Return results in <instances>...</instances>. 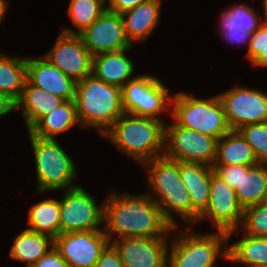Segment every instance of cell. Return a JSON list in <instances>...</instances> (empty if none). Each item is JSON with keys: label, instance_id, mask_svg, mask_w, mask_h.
I'll use <instances>...</instances> for the list:
<instances>
[{"label": "cell", "instance_id": "35", "mask_svg": "<svg viewBox=\"0 0 267 267\" xmlns=\"http://www.w3.org/2000/svg\"><path fill=\"white\" fill-rule=\"evenodd\" d=\"M212 167L214 173L235 190L239 184L240 170H249L252 166L213 165Z\"/></svg>", "mask_w": 267, "mask_h": 267}, {"label": "cell", "instance_id": "41", "mask_svg": "<svg viewBox=\"0 0 267 267\" xmlns=\"http://www.w3.org/2000/svg\"><path fill=\"white\" fill-rule=\"evenodd\" d=\"M8 2L6 0H0V22L4 19L5 12L7 10Z\"/></svg>", "mask_w": 267, "mask_h": 267}, {"label": "cell", "instance_id": "24", "mask_svg": "<svg viewBox=\"0 0 267 267\" xmlns=\"http://www.w3.org/2000/svg\"><path fill=\"white\" fill-rule=\"evenodd\" d=\"M171 100L172 97H169L168 88L163 84V80L151 75H142L141 105L132 115L162 120L158 116L165 109V112L168 111L166 107Z\"/></svg>", "mask_w": 267, "mask_h": 267}, {"label": "cell", "instance_id": "32", "mask_svg": "<svg viewBox=\"0 0 267 267\" xmlns=\"http://www.w3.org/2000/svg\"><path fill=\"white\" fill-rule=\"evenodd\" d=\"M238 131L253 149L257 161L267 164V122L247 124Z\"/></svg>", "mask_w": 267, "mask_h": 267}, {"label": "cell", "instance_id": "3", "mask_svg": "<svg viewBox=\"0 0 267 267\" xmlns=\"http://www.w3.org/2000/svg\"><path fill=\"white\" fill-rule=\"evenodd\" d=\"M74 102L81 126L98 128L102 135L125 113L121 88L93 74L77 82Z\"/></svg>", "mask_w": 267, "mask_h": 267}, {"label": "cell", "instance_id": "5", "mask_svg": "<svg viewBox=\"0 0 267 267\" xmlns=\"http://www.w3.org/2000/svg\"><path fill=\"white\" fill-rule=\"evenodd\" d=\"M28 132L35 156L38 193L77 187L72 184L78 175L76 165L56 139H44Z\"/></svg>", "mask_w": 267, "mask_h": 267}, {"label": "cell", "instance_id": "9", "mask_svg": "<svg viewBox=\"0 0 267 267\" xmlns=\"http://www.w3.org/2000/svg\"><path fill=\"white\" fill-rule=\"evenodd\" d=\"M60 201V234L101 230L104 203L98 206L94 197L83 187L66 189Z\"/></svg>", "mask_w": 267, "mask_h": 267}, {"label": "cell", "instance_id": "34", "mask_svg": "<svg viewBox=\"0 0 267 267\" xmlns=\"http://www.w3.org/2000/svg\"><path fill=\"white\" fill-rule=\"evenodd\" d=\"M122 105L125 113L133 114L141 105L142 75L133 77L122 88Z\"/></svg>", "mask_w": 267, "mask_h": 267}, {"label": "cell", "instance_id": "1", "mask_svg": "<svg viewBox=\"0 0 267 267\" xmlns=\"http://www.w3.org/2000/svg\"><path fill=\"white\" fill-rule=\"evenodd\" d=\"M104 202L103 232L111 241L112 234L125 237H167L176 228L163 215L149 194L114 193Z\"/></svg>", "mask_w": 267, "mask_h": 267}, {"label": "cell", "instance_id": "6", "mask_svg": "<svg viewBox=\"0 0 267 267\" xmlns=\"http://www.w3.org/2000/svg\"><path fill=\"white\" fill-rule=\"evenodd\" d=\"M173 109L170 114L174 122L219 140L229 128L219 96L197 99L183 92L172 96Z\"/></svg>", "mask_w": 267, "mask_h": 267}, {"label": "cell", "instance_id": "40", "mask_svg": "<svg viewBox=\"0 0 267 267\" xmlns=\"http://www.w3.org/2000/svg\"><path fill=\"white\" fill-rule=\"evenodd\" d=\"M16 110V103L4 94H0V117Z\"/></svg>", "mask_w": 267, "mask_h": 267}, {"label": "cell", "instance_id": "42", "mask_svg": "<svg viewBox=\"0 0 267 267\" xmlns=\"http://www.w3.org/2000/svg\"><path fill=\"white\" fill-rule=\"evenodd\" d=\"M263 3H264V15H265V19H266V21H265V19L262 21L263 22V25H265V26H267V0H264L263 1Z\"/></svg>", "mask_w": 267, "mask_h": 267}, {"label": "cell", "instance_id": "38", "mask_svg": "<svg viewBox=\"0 0 267 267\" xmlns=\"http://www.w3.org/2000/svg\"><path fill=\"white\" fill-rule=\"evenodd\" d=\"M146 1L148 0H109V4H106V10L113 13L122 14L123 12L133 9Z\"/></svg>", "mask_w": 267, "mask_h": 267}, {"label": "cell", "instance_id": "12", "mask_svg": "<svg viewBox=\"0 0 267 267\" xmlns=\"http://www.w3.org/2000/svg\"><path fill=\"white\" fill-rule=\"evenodd\" d=\"M110 243L103 229L68 232L54 238V247L70 267H94Z\"/></svg>", "mask_w": 267, "mask_h": 267}, {"label": "cell", "instance_id": "13", "mask_svg": "<svg viewBox=\"0 0 267 267\" xmlns=\"http://www.w3.org/2000/svg\"><path fill=\"white\" fill-rule=\"evenodd\" d=\"M43 56L77 82L92 74L93 56L80 35L59 33L52 49Z\"/></svg>", "mask_w": 267, "mask_h": 267}, {"label": "cell", "instance_id": "11", "mask_svg": "<svg viewBox=\"0 0 267 267\" xmlns=\"http://www.w3.org/2000/svg\"><path fill=\"white\" fill-rule=\"evenodd\" d=\"M243 213L244 209L237 200L235 190L212 171L209 202L198 221L208 217L217 230L226 231L230 239L241 225Z\"/></svg>", "mask_w": 267, "mask_h": 267}, {"label": "cell", "instance_id": "26", "mask_svg": "<svg viewBox=\"0 0 267 267\" xmlns=\"http://www.w3.org/2000/svg\"><path fill=\"white\" fill-rule=\"evenodd\" d=\"M228 246V259L251 267H267V237H256L243 233L240 241Z\"/></svg>", "mask_w": 267, "mask_h": 267}, {"label": "cell", "instance_id": "19", "mask_svg": "<svg viewBox=\"0 0 267 267\" xmlns=\"http://www.w3.org/2000/svg\"><path fill=\"white\" fill-rule=\"evenodd\" d=\"M124 49L116 52L102 53L92 57V74L105 83L122 88L132 80L133 62L126 56Z\"/></svg>", "mask_w": 267, "mask_h": 267}, {"label": "cell", "instance_id": "25", "mask_svg": "<svg viewBox=\"0 0 267 267\" xmlns=\"http://www.w3.org/2000/svg\"><path fill=\"white\" fill-rule=\"evenodd\" d=\"M53 247L52 237L25 229L15 238L9 255L11 259L25 262L26 267H30Z\"/></svg>", "mask_w": 267, "mask_h": 267}, {"label": "cell", "instance_id": "20", "mask_svg": "<svg viewBox=\"0 0 267 267\" xmlns=\"http://www.w3.org/2000/svg\"><path fill=\"white\" fill-rule=\"evenodd\" d=\"M64 101L60 96L47 93L26 81L22 94L16 102V109L22 110L21 114L29 131L43 116Z\"/></svg>", "mask_w": 267, "mask_h": 267}, {"label": "cell", "instance_id": "37", "mask_svg": "<svg viewBox=\"0 0 267 267\" xmlns=\"http://www.w3.org/2000/svg\"><path fill=\"white\" fill-rule=\"evenodd\" d=\"M94 267H124L118 251L110 243Z\"/></svg>", "mask_w": 267, "mask_h": 267}, {"label": "cell", "instance_id": "30", "mask_svg": "<svg viewBox=\"0 0 267 267\" xmlns=\"http://www.w3.org/2000/svg\"><path fill=\"white\" fill-rule=\"evenodd\" d=\"M263 24L247 4L234 5L221 15V30H241L253 34Z\"/></svg>", "mask_w": 267, "mask_h": 267}, {"label": "cell", "instance_id": "7", "mask_svg": "<svg viewBox=\"0 0 267 267\" xmlns=\"http://www.w3.org/2000/svg\"><path fill=\"white\" fill-rule=\"evenodd\" d=\"M194 233L182 229V233L176 237V240L174 238L170 246L171 252L170 258L167 259V267H214L219 255L228 259V246L226 245L229 239L226 231L217 230L216 233L208 234ZM223 246H225L224 250H222Z\"/></svg>", "mask_w": 267, "mask_h": 267}, {"label": "cell", "instance_id": "15", "mask_svg": "<svg viewBox=\"0 0 267 267\" xmlns=\"http://www.w3.org/2000/svg\"><path fill=\"white\" fill-rule=\"evenodd\" d=\"M167 242L168 236L125 237L115 238L111 244L118 251L124 267H167Z\"/></svg>", "mask_w": 267, "mask_h": 267}, {"label": "cell", "instance_id": "14", "mask_svg": "<svg viewBox=\"0 0 267 267\" xmlns=\"http://www.w3.org/2000/svg\"><path fill=\"white\" fill-rule=\"evenodd\" d=\"M79 35L92 56L132 48L121 14L108 10Z\"/></svg>", "mask_w": 267, "mask_h": 267}, {"label": "cell", "instance_id": "4", "mask_svg": "<svg viewBox=\"0 0 267 267\" xmlns=\"http://www.w3.org/2000/svg\"><path fill=\"white\" fill-rule=\"evenodd\" d=\"M148 168V185L152 199L161 208L164 217L177 227L172 211L191 223V197L186 190L179 174V161L166 156L154 158L143 163ZM171 210V211H170Z\"/></svg>", "mask_w": 267, "mask_h": 267}, {"label": "cell", "instance_id": "23", "mask_svg": "<svg viewBox=\"0 0 267 267\" xmlns=\"http://www.w3.org/2000/svg\"><path fill=\"white\" fill-rule=\"evenodd\" d=\"M235 192L243 209L266 201L267 164L259 163L249 170H240L239 184Z\"/></svg>", "mask_w": 267, "mask_h": 267}, {"label": "cell", "instance_id": "18", "mask_svg": "<svg viewBox=\"0 0 267 267\" xmlns=\"http://www.w3.org/2000/svg\"><path fill=\"white\" fill-rule=\"evenodd\" d=\"M161 0H148L121 14L129 42L144 41L159 23Z\"/></svg>", "mask_w": 267, "mask_h": 267}, {"label": "cell", "instance_id": "31", "mask_svg": "<svg viewBox=\"0 0 267 267\" xmlns=\"http://www.w3.org/2000/svg\"><path fill=\"white\" fill-rule=\"evenodd\" d=\"M241 224L245 234L267 237V201L246 207Z\"/></svg>", "mask_w": 267, "mask_h": 267}, {"label": "cell", "instance_id": "27", "mask_svg": "<svg viewBox=\"0 0 267 267\" xmlns=\"http://www.w3.org/2000/svg\"><path fill=\"white\" fill-rule=\"evenodd\" d=\"M26 81L27 58H11L0 53V94L8 96L16 103Z\"/></svg>", "mask_w": 267, "mask_h": 267}, {"label": "cell", "instance_id": "2", "mask_svg": "<svg viewBox=\"0 0 267 267\" xmlns=\"http://www.w3.org/2000/svg\"><path fill=\"white\" fill-rule=\"evenodd\" d=\"M103 136L141 165L164 155L165 123L162 120L124 113Z\"/></svg>", "mask_w": 267, "mask_h": 267}, {"label": "cell", "instance_id": "21", "mask_svg": "<svg viewBox=\"0 0 267 267\" xmlns=\"http://www.w3.org/2000/svg\"><path fill=\"white\" fill-rule=\"evenodd\" d=\"M259 164L253 149L238 130H230L217 140L216 160L214 165Z\"/></svg>", "mask_w": 267, "mask_h": 267}, {"label": "cell", "instance_id": "17", "mask_svg": "<svg viewBox=\"0 0 267 267\" xmlns=\"http://www.w3.org/2000/svg\"><path fill=\"white\" fill-rule=\"evenodd\" d=\"M212 166L179 161V174L191 197V224L206 210L211 191Z\"/></svg>", "mask_w": 267, "mask_h": 267}, {"label": "cell", "instance_id": "36", "mask_svg": "<svg viewBox=\"0 0 267 267\" xmlns=\"http://www.w3.org/2000/svg\"><path fill=\"white\" fill-rule=\"evenodd\" d=\"M30 267H70L59 251L53 247Z\"/></svg>", "mask_w": 267, "mask_h": 267}, {"label": "cell", "instance_id": "16", "mask_svg": "<svg viewBox=\"0 0 267 267\" xmlns=\"http://www.w3.org/2000/svg\"><path fill=\"white\" fill-rule=\"evenodd\" d=\"M27 81L33 86L60 96L65 101H75L77 81L66 76L46 57L27 59Z\"/></svg>", "mask_w": 267, "mask_h": 267}, {"label": "cell", "instance_id": "22", "mask_svg": "<svg viewBox=\"0 0 267 267\" xmlns=\"http://www.w3.org/2000/svg\"><path fill=\"white\" fill-rule=\"evenodd\" d=\"M80 124L74 101H64L50 113L43 116L29 131L37 137L54 139L57 134Z\"/></svg>", "mask_w": 267, "mask_h": 267}, {"label": "cell", "instance_id": "8", "mask_svg": "<svg viewBox=\"0 0 267 267\" xmlns=\"http://www.w3.org/2000/svg\"><path fill=\"white\" fill-rule=\"evenodd\" d=\"M217 139L193 129L165 125L164 156L184 162L213 166L216 160Z\"/></svg>", "mask_w": 267, "mask_h": 267}, {"label": "cell", "instance_id": "33", "mask_svg": "<svg viewBox=\"0 0 267 267\" xmlns=\"http://www.w3.org/2000/svg\"><path fill=\"white\" fill-rule=\"evenodd\" d=\"M247 57L253 65L267 66V26L262 24L252 34L248 44Z\"/></svg>", "mask_w": 267, "mask_h": 267}, {"label": "cell", "instance_id": "28", "mask_svg": "<svg viewBox=\"0 0 267 267\" xmlns=\"http://www.w3.org/2000/svg\"><path fill=\"white\" fill-rule=\"evenodd\" d=\"M28 230L52 237L60 234V201L46 199L36 203L28 212Z\"/></svg>", "mask_w": 267, "mask_h": 267}, {"label": "cell", "instance_id": "10", "mask_svg": "<svg viewBox=\"0 0 267 267\" xmlns=\"http://www.w3.org/2000/svg\"><path fill=\"white\" fill-rule=\"evenodd\" d=\"M231 130L251 123L267 122V94L245 86H236L218 94Z\"/></svg>", "mask_w": 267, "mask_h": 267}, {"label": "cell", "instance_id": "39", "mask_svg": "<svg viewBox=\"0 0 267 267\" xmlns=\"http://www.w3.org/2000/svg\"><path fill=\"white\" fill-rule=\"evenodd\" d=\"M221 34L227 38L231 43L232 42H238V43H245L248 42L251 39L252 34L241 31V30H220ZM248 40V41H247Z\"/></svg>", "mask_w": 267, "mask_h": 267}, {"label": "cell", "instance_id": "29", "mask_svg": "<svg viewBox=\"0 0 267 267\" xmlns=\"http://www.w3.org/2000/svg\"><path fill=\"white\" fill-rule=\"evenodd\" d=\"M105 4L106 0H70L67 13L77 31L64 28L62 32L79 35L105 12Z\"/></svg>", "mask_w": 267, "mask_h": 267}]
</instances>
